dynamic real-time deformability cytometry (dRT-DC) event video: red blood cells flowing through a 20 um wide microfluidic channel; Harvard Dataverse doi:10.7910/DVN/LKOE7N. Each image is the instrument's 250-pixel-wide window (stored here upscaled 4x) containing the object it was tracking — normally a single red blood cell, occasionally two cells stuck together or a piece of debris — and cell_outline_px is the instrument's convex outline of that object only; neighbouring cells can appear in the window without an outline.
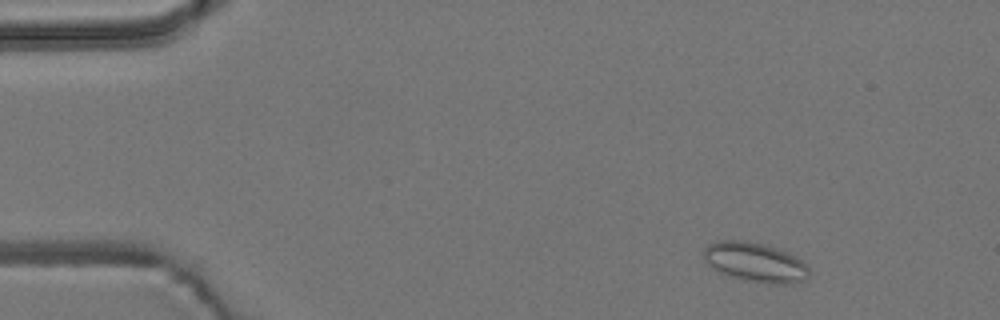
{"species": "common noctule bat (a hibernating species)", "species_latin": "Nyctalus noctula", "temperature_condition": "room temperature", "stored_images_in_passage": 7, "camera_frame_rate_fps": 3000, "um_per_image_px": 0.085, "animal": {"sex": "male", "body_mass_g": 19.2, "forearm_length_mm": 51.8}, "frame": {"image": 1, "passage_image": 1, "time_ms": 0.0, "image_size_px": [1000, 320], "cell_outline_px": [[812, 272], [808, 280], [792, 284], [772, 284], [748, 280], [732, 276], [720, 272], [712, 268], [704, 260], [704, 248], [708, 244], [716, 240], [748, 240], [764, 244], [788, 252], [796, 256], [808, 264]], "centroid_in_image_um": [64.26, 22.29], "position_along_channel_um": 20.7, "area_um2": 24.74}}
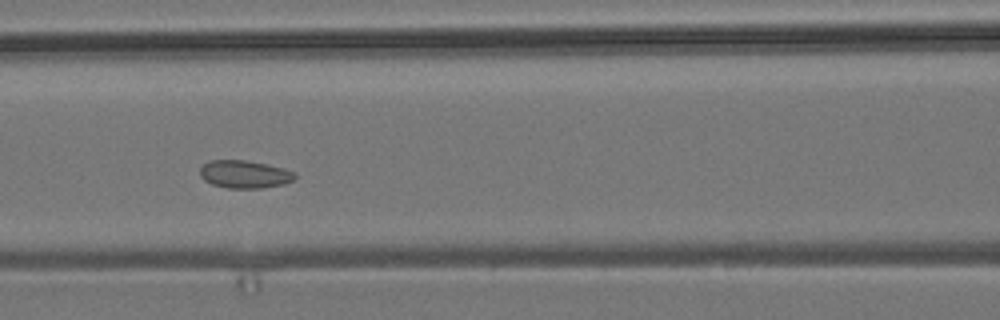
{"frame": {"image": 2, "passage_image": 6, "time_ms": 5.667, "image_size_px": [1000, 320], "cell_outline_px": [[296, 176], [292, 180], [284, 184], [264, 188], [228, 188], [212, 184], [204, 180], [200, 176], [200, 168], [204, 164], [212, 160], [244, 160], [268, 164], [284, 168], [296, 172]], "centroid_in_image_um": [20.81, 14.81], "position_along_channel_um": 145.8, "area_um2": 15.43}}
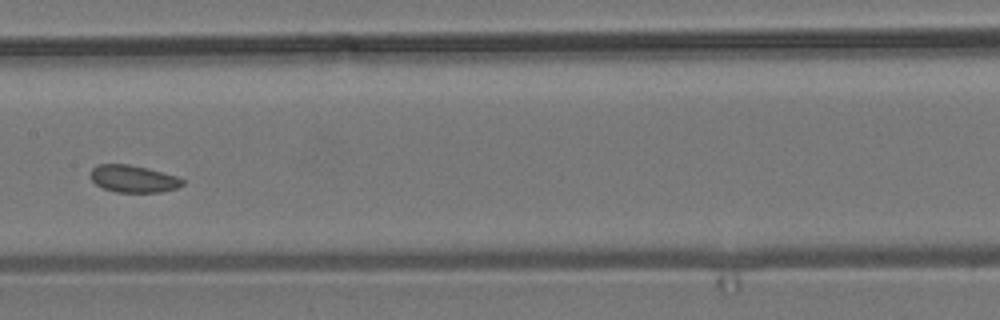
{"frame": {"image": 3, "passage_image": 7, "time_ms": 7.0, "image_size_px": [1000, 320], "cell_outline_px": [[184, 184], [176, 188], [160, 192], [116, 192], [104, 188], [96, 184], [92, 180], [92, 168], [96, 164], [128, 164], [148, 168], [176, 176], [184, 180]], "centroid_in_image_um": [11.34, 15.19], "position_along_channel_um": 196.1, "area_um2": 14.45}}